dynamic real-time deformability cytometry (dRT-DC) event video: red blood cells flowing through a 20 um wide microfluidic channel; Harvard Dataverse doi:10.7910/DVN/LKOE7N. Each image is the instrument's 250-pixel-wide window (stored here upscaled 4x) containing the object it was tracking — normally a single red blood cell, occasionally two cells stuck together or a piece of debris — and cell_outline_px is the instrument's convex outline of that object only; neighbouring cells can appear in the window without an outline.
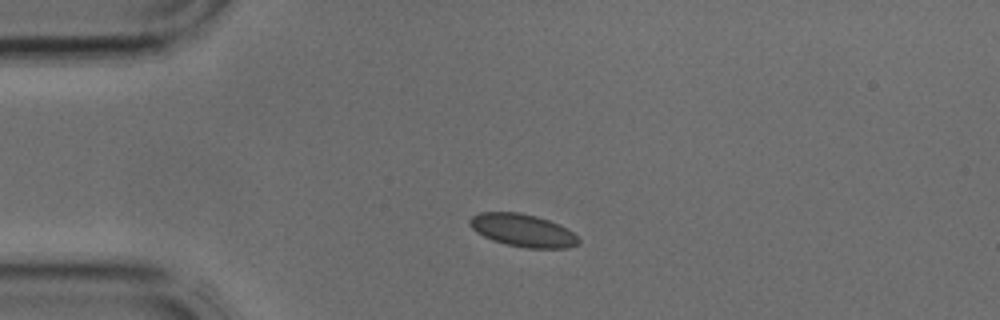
{"species": "common noctule bat (a hibernating species)", "species_latin": "Nyctalus noctula", "temperature_condition": "cold", "stored_images_in_passage": 1, "camera_frame_rate_fps": 3000, "um_per_image_px": 0.085, "animal": {"sex": "male", "body_mass_g": 17.9, "forearm_length_mm": 54.2}, "frame": {"image": 1, "passage_image": 1, "time_ms": 0.0, "image_size_px": [1000, 320], "cell_outline_px": [[580, 240], [576, 244], [568, 248], [528, 248], [508, 244], [492, 240], [476, 232], [468, 224], [468, 220], [472, 216], [480, 212], [520, 212], [536, 216], [560, 224], [568, 228]], "centroid_in_image_um": [44.42, 19.57], "position_along_channel_um": 40.6, "area_um2": 20.69}}